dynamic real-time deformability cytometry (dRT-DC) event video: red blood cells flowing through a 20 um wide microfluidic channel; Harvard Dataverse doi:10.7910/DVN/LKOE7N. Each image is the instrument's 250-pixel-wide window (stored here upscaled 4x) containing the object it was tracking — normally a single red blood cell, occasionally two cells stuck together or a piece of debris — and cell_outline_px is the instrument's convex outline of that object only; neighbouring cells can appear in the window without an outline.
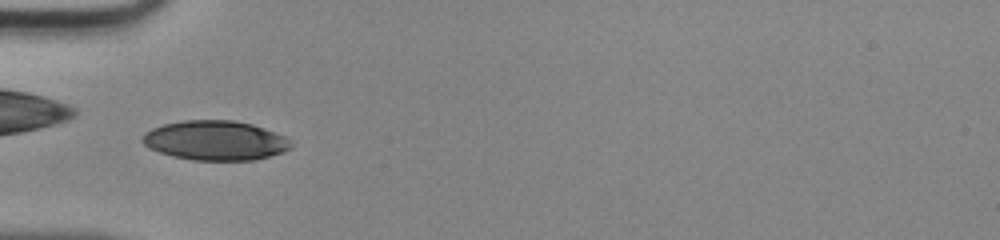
{"species": "human", "species_latin": "Homo sapiens", "temperature_condition": "room temperature", "stored_images_in_passage": 44, "camera_frame_rate_fps": 3000, "um_per_image_px": 0.085, "donor": {"sex": "male"}, "frame": {"image": 1, "passage_image": 12, "time_ms": 3.667, "image_size_px": [1000, 240], "cell_outline_px": [[292, 148], [284, 152], [256, 160], [192, 160], [172, 156], [148, 148], [140, 140], [140, 136], [144, 132], [152, 128], [164, 124], [184, 120], [232, 120], [252, 124], [284, 136], [292, 144]], "centroid_in_image_um": [18.27, 11.94], "position_along_channel_um": 66.7, "area_um2": 34.39}}